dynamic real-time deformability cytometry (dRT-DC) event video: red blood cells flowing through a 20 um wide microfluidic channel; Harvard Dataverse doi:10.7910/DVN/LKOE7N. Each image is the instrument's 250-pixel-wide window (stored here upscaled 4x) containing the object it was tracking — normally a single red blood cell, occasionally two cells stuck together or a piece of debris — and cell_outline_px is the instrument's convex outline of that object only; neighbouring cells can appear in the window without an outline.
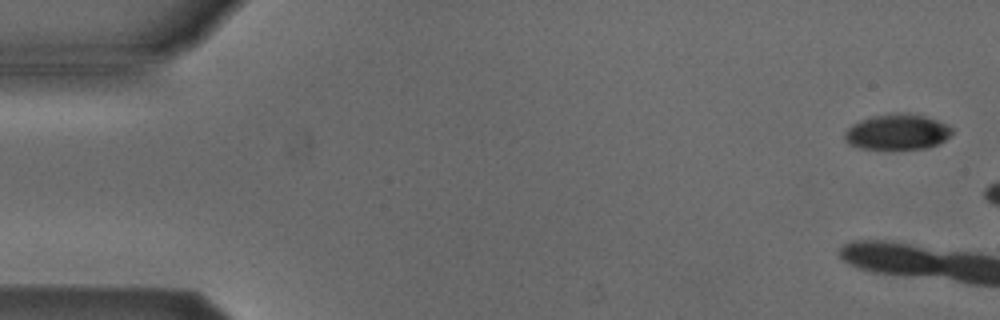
{"species": "Egyptian fruit bat (a non-hibernating species)", "species_latin": "Rousettus aegyptiacus", "temperature_condition": "cold", "stored_images_in_passage": 4, "camera_frame_rate_fps": 3000, "um_per_image_px": 0.085, "animal": {"sex": "male"}, "frame": {"image": 1, "passage_image": 1, "time_ms": 0.0, "image_size_px": [1000, 320], "cell_outline_px": [[952, 132], [944, 140], [928, 148], [864, 148], [848, 144], [844, 140], [844, 132], [852, 124], [860, 120], [872, 116], [896, 112], [908, 112], [924, 116], [948, 124], [952, 128]], "centroid_in_image_um": [76.25, 11.19], "position_along_channel_um": 8.8, "area_um2": 22.14}}